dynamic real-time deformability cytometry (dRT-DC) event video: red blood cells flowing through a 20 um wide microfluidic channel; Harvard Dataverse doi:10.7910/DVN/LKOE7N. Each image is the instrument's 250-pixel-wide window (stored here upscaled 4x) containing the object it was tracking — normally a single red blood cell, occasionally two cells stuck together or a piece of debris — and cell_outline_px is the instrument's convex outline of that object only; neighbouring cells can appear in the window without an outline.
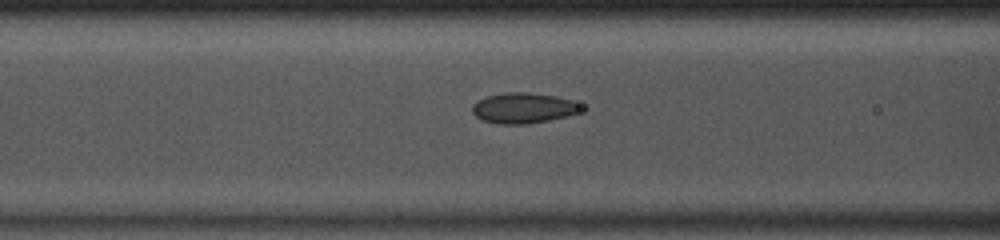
{"species": "common noctule bat (a hibernating species)", "species_latin": "Nyctalus noctula", "temperature_condition": "room temperature", "stored_images_in_passage": 42, "camera_frame_rate_fps": 3000, "um_per_image_px": 0.085, "animal": {"sex": "male", "body_mass_g": 13.0, "forearm_length_mm": 53.1}, "frame": {"image": 1, "passage_image": 13, "time_ms": 4.0, "image_size_px": [1000, 240], "cell_outline_px": [[584, 108], [576, 112], [564, 116], [548, 120], [524, 124], [496, 124], [484, 120], [476, 116], [472, 112], [472, 104], [476, 100], [488, 96], [504, 92], [528, 92], [556, 96], [572, 100], [580, 104]], "centroid_in_image_um": [44.44, 9.17], "position_along_channel_um": 122.2, "area_um2": 19.25}}
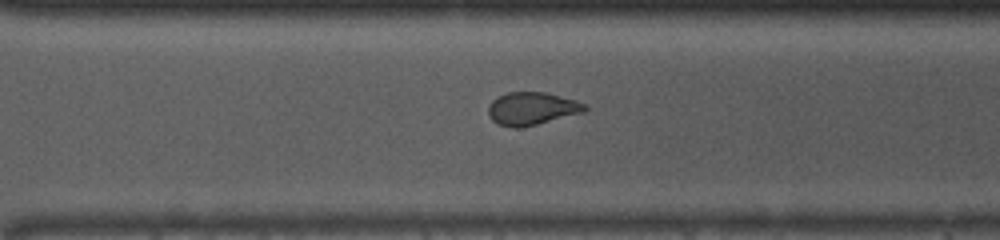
{"frame": {"image": 2, "passage_image": 28, "time_ms": 9.0, "image_size_px": [1000, 240], "cell_outline_px": [[588, 108], [584, 112], [536, 124], [516, 128], [512, 128], [496, 124], [488, 116], [488, 108], [492, 100], [508, 92], [544, 92], [576, 100], [588, 104]], "centroid_in_image_um": [45.21, 9.23], "position_along_channel_um": 325.4, "area_um2": 18.44}}
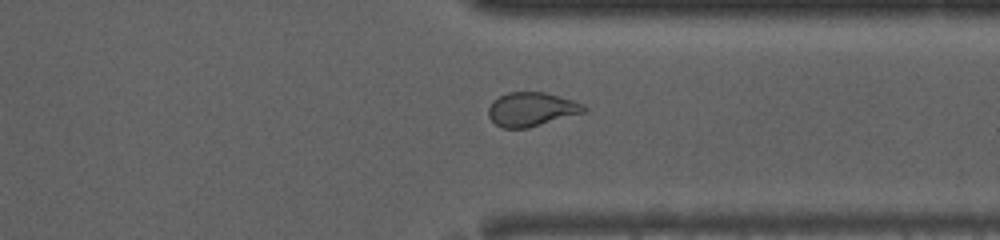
{"frame": {"image": 3, "passage_image": 31, "time_ms": 10.0, "image_size_px": [1000, 240], "cell_outline_px": [[588, 108], [584, 112], [528, 128], [500, 128], [488, 116], [488, 108], [492, 100], [508, 92], [544, 92], [572, 100], [584, 104]], "centroid_in_image_um": [45.15, 9.29], "position_along_channel_um": 366.2, "area_um2": 18.84}, "authors_computed_cell_mechanics": {"area_um2": 19.6231, "velocity_mm_per_s": 4.0707, "shape_relaxation_time_tau1_ms": 9.0636, "shape_relaxation_time_tau2_ms": 0.8897, "deformation_change_tau1": 0.1307, "deformation_change_tau2": 0.0546}}